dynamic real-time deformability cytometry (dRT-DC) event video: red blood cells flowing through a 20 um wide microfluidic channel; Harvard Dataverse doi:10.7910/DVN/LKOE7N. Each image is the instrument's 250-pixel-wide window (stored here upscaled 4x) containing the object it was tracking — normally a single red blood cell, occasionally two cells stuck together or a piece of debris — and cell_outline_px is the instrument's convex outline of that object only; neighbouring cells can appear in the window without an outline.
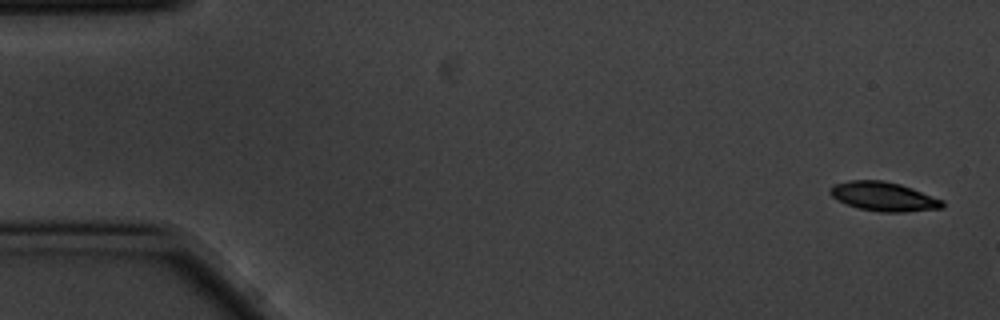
{"species": "common noctule bat (a hibernating species)", "species_latin": "Nyctalus noctula", "temperature_condition": "cold", "stored_images_in_passage": 5, "camera_frame_rate_fps": 3000, "um_per_image_px": 0.085, "animal": {"sex": "male", "body_mass_g": 20.1, "forearm_length_mm": 53.5}, "frame": {"image": 1, "passage_image": 1, "time_ms": 0.0, "image_size_px": [1000, 320], "cell_outline_px": [[944, 208], [904, 212], [880, 212], [860, 208], [836, 200], [828, 192], [828, 188], [832, 184], [848, 180], [880, 180], [900, 184], [912, 188], [944, 200]], "centroid_in_image_um": [75.09, 16.7], "position_along_channel_um": 9.9, "area_um2": 19.19}}